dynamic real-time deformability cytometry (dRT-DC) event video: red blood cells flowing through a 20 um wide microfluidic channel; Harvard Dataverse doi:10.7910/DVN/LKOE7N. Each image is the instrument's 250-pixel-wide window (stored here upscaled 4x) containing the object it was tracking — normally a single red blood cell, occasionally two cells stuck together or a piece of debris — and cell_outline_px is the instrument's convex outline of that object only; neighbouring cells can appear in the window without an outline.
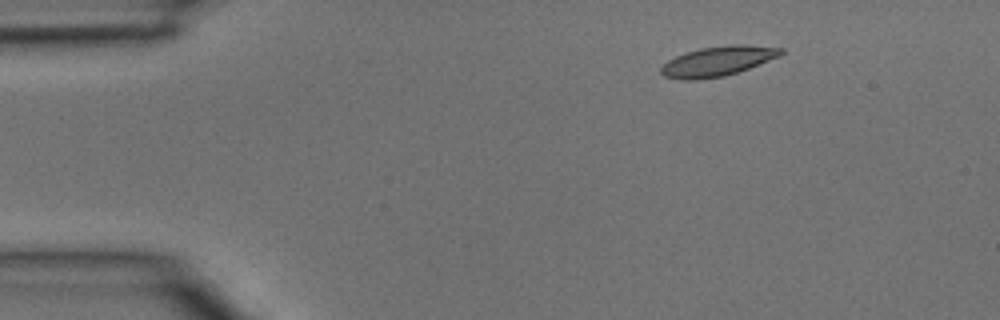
{"species": "common noctule bat (a hibernating species)", "species_latin": "Nyctalus noctula", "temperature_condition": "room temperature", "stored_images_in_passage": 5, "camera_frame_rate_fps": 3000, "um_per_image_px": 0.085, "animal": {"sex": "male", "body_mass_g": 15.6}, "frame": {"image": 1, "passage_image": 2, "time_ms": 0.333, "image_size_px": [1000, 320], "cell_outline_px": [[784, 52], [780, 56], [748, 68], [724, 76], [696, 80], [680, 80], [664, 76], [660, 72], [660, 68], [668, 60], [676, 56], [700, 48], [732, 44], [744, 44], [784, 48]], "centroid_in_image_um": [61.01, 5.2], "position_along_channel_um": 24.0, "area_um2": 20.75}}